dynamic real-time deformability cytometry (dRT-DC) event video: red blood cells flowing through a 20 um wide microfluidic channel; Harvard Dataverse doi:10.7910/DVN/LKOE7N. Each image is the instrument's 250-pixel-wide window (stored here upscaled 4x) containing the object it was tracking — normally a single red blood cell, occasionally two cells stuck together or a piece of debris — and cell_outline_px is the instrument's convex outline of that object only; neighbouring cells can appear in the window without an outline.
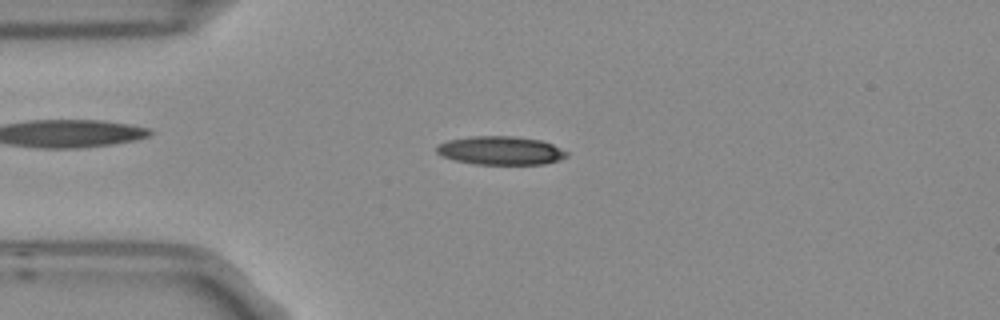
{"species": "Egyptian fruit bat (a non-hibernating species)", "species_latin": "Rousettus aegyptiacus", "temperature_condition": "room temperature", "stored_images_in_passage": 5, "camera_frame_rate_fps": 3000, "um_per_image_px": 0.085, "frame": {"image": 1, "passage_image": 3, "time_ms": 0.667, "image_size_px": [1000, 320], "cell_outline_px": [[568, 156], [544, 164], [476, 164], [456, 160], [444, 156], [436, 152], [436, 144], [448, 140], [472, 136], [516, 136], [540, 140], [552, 144], [568, 152]], "centroid_in_image_um": [42.54, 12.78], "position_along_channel_um": 42.5, "area_um2": 21.5}}
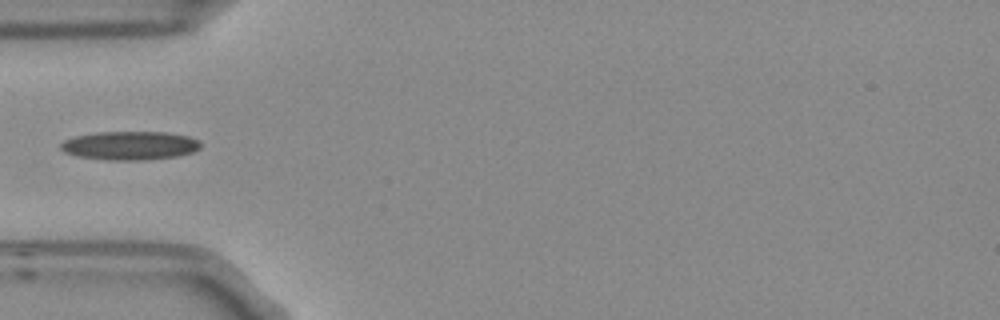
{"frame": {"image": 2, "passage_image": 4, "time_ms": 1.0, "image_size_px": [1000, 320], "cell_outline_px": [[200, 148], [192, 152], [176, 156], [144, 160], [108, 160], [76, 156], [64, 152], [60, 148], [60, 144], [64, 140], [76, 136], [100, 132], [168, 132], [188, 136], [200, 140]], "centroid_in_image_um": [11.04, 12.37], "position_along_channel_um": 74.0, "area_um2": 23.35}}